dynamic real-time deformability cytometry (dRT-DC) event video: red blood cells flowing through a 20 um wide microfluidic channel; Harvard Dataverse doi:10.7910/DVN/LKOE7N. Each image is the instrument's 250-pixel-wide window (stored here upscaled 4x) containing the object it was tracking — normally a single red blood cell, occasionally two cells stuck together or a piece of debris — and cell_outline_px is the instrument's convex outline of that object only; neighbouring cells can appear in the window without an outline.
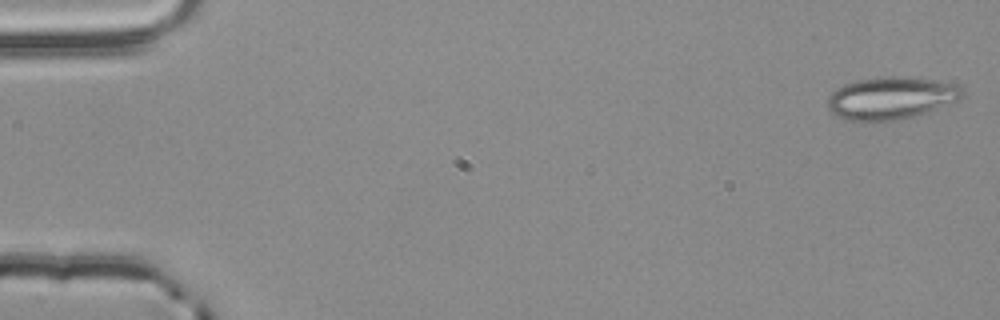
{"species": "common noctule bat (a hibernating species)", "species_latin": "Nyctalus noctula", "temperature_condition": "room temperature", "stored_images_in_passage": 5, "camera_frame_rate_fps": 3000, "um_per_image_px": 0.085, "animal": {"sex": "male", "body_mass_g": 20.4}, "frame": {"image": 1, "passage_image": 1, "time_ms": 0.0, "image_size_px": [1000, 320], "cell_outline_px": [[964, 92], [956, 100], [924, 112], [900, 120], [868, 124], [844, 120], [836, 116], [828, 108], [828, 96], [836, 88], [844, 84], [860, 80], [880, 76], [908, 76], [936, 80], [956, 84]], "centroid_in_image_um": [75.64, 8.36], "position_along_channel_um": 9.4, "area_um2": 33.7}}